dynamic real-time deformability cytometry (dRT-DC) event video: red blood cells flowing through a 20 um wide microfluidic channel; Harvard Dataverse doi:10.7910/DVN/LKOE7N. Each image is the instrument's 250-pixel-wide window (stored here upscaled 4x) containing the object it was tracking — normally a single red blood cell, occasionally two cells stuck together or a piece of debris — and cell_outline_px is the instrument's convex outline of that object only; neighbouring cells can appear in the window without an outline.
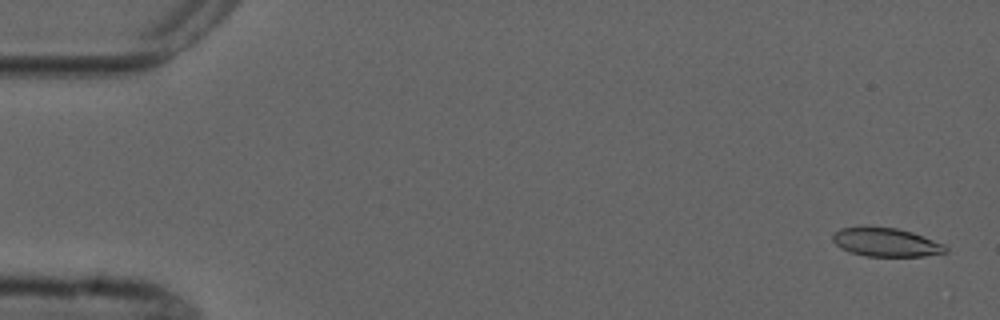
{"species": "common noctule bat (a hibernating species)", "species_latin": "Nyctalus noctula", "temperature_condition": "cold", "stored_images_in_passage": 5, "camera_frame_rate_fps": 3000, "um_per_image_px": 0.085, "animal": {"sex": "male", "forearm_length_mm": 52.5}, "frame": {"image": 1, "passage_image": 1, "time_ms": 0.0, "image_size_px": [1000, 320], "cell_outline_px": [[948, 252], [924, 256], [868, 256], [848, 252], [840, 248], [832, 240], [832, 236], [840, 228], [896, 228], [912, 232], [944, 244], [948, 248]], "centroid_in_image_um": [75.33, 20.62], "position_along_channel_um": 9.7, "area_um2": 18.5}}
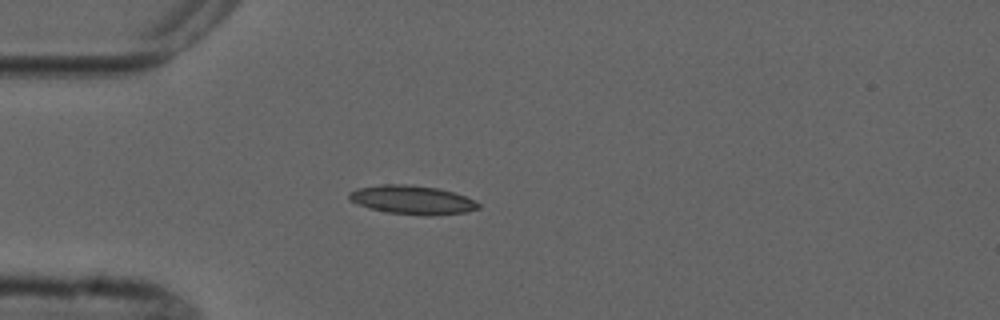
{"frame": {"image": 2, "passage_image": 4, "time_ms": 4.333, "image_size_px": [1000, 320], "cell_outline_px": [[480, 208], [468, 212], [432, 216], [424, 216], [384, 212], [368, 208], [348, 200], [348, 192], [356, 188], [380, 184], [408, 184], [440, 188], [464, 196], [480, 204]], "centroid_in_image_um": [35.0, 16.99], "position_along_channel_um": 50.0, "area_um2": 22.08}}